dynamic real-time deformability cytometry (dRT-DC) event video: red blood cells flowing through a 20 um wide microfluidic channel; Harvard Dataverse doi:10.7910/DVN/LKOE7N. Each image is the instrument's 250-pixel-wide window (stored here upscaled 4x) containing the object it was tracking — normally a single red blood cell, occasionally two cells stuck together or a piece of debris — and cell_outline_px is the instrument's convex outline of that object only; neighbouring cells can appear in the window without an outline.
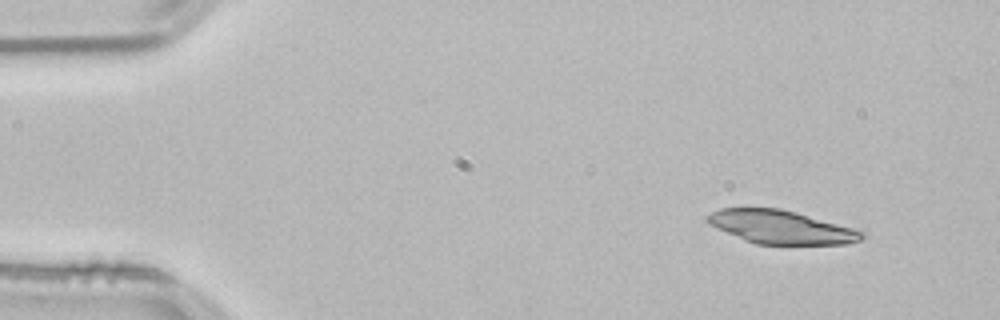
{"species": "common noctule bat (a hibernating species)", "species_latin": "Nyctalus noctula", "temperature_condition": "room temperature", "stored_images_in_passage": 13, "camera_frame_rate_fps": 3000, "um_per_image_px": 0.085, "animal": {"sex": "male", "body_mass_g": 21.5, "forearm_length_mm": 52.0}, "frame": {"image": 1, "passage_image": 1, "time_ms": 0.0, "image_size_px": [1000, 320], "cell_outline_px": [[868, 236], [860, 240], [848, 244], [756, 244], [744, 240], [708, 224], [704, 220], [704, 216], [720, 208], [780, 208], [796, 212], [852, 228], [864, 232]], "centroid_in_image_um": [66.36, 19.3], "position_along_channel_um": 18.6, "area_um2": 30.0}}